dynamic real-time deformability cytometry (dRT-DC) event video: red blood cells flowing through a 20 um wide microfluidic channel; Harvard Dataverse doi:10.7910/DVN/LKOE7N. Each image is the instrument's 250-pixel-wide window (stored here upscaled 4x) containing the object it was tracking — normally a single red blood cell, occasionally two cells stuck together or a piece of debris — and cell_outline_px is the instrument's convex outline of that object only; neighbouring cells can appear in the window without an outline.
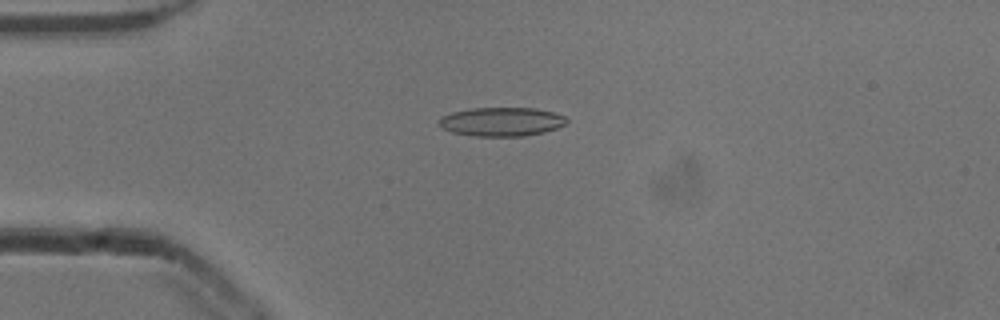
{"species": "common noctule bat (a hibernating species)", "species_latin": "Nyctalus noctula", "temperature_condition": "cold", "stored_images_in_passage": 52, "camera_frame_rate_fps": 3000, "um_per_image_px": 0.085, "animal": {"sex": "male", "body_mass_g": 13.3}, "frame": {"image": 1, "passage_image": 13, "time_ms": 4.0, "image_size_px": [1000, 320], "cell_outline_px": [[568, 120], [564, 124], [556, 128], [544, 132], [524, 136], [476, 136], [452, 132], [440, 128], [436, 120], [440, 116], [452, 112], [472, 108], [536, 108], [552, 112], [564, 116]], "centroid_in_image_um": [42.57, 10.34], "position_along_channel_um": 42.4, "area_um2": 21.56}}
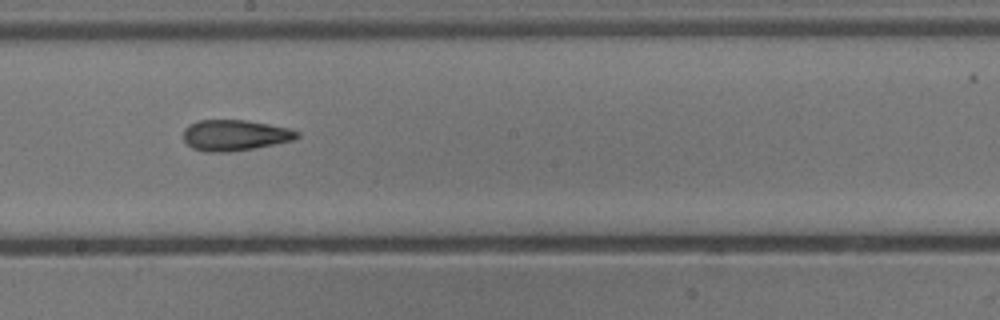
{"frame": {"image": 2, "passage_image": 29, "time_ms": 9.333, "image_size_px": [1000, 320], "cell_outline_px": [[300, 136], [292, 140], [252, 148], [228, 152], [208, 152], [192, 148], [184, 140], [184, 128], [188, 124], [200, 120], [248, 120], [288, 128], [300, 132]], "centroid_in_image_um": [19.94, 11.48], "position_along_channel_um": 228.3, "area_um2": 20.29}}
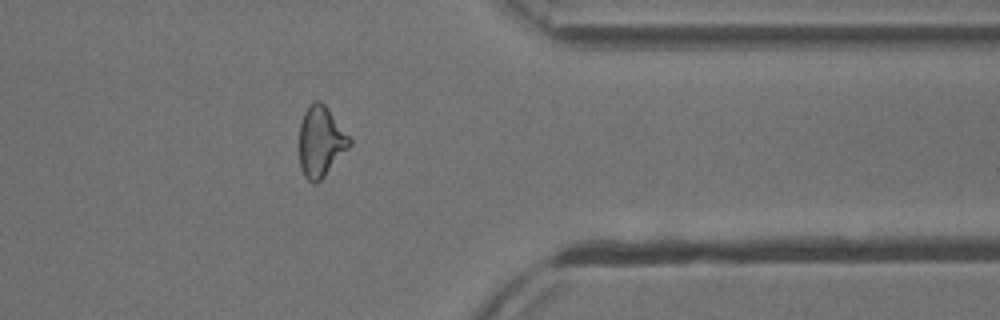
{"frame": {"image": 3, "passage_image": 42, "time_ms": 13.667, "image_size_px": [1000, 320], "cell_outline_px": [[352, 144], [324, 176], [316, 184], [312, 184], [304, 176], [300, 168], [300, 124], [304, 112], [308, 104], [312, 100], [320, 100], [324, 104], [352, 140]], "centroid_in_image_um": [27.25, 12.03], "position_along_channel_um": 384.2, "area_um2": 20.58}, "authors_computed_cell_mechanics": {"area_um2": 20.8369, "velocity_mm_per_s": 3.9057, "shape_relaxation_time_tau1_ms": null, "shape_relaxation_time_tau2_ms": 3.0071, "deformation_change_tau1": null, "deformation_change_tau2": 0.123}}